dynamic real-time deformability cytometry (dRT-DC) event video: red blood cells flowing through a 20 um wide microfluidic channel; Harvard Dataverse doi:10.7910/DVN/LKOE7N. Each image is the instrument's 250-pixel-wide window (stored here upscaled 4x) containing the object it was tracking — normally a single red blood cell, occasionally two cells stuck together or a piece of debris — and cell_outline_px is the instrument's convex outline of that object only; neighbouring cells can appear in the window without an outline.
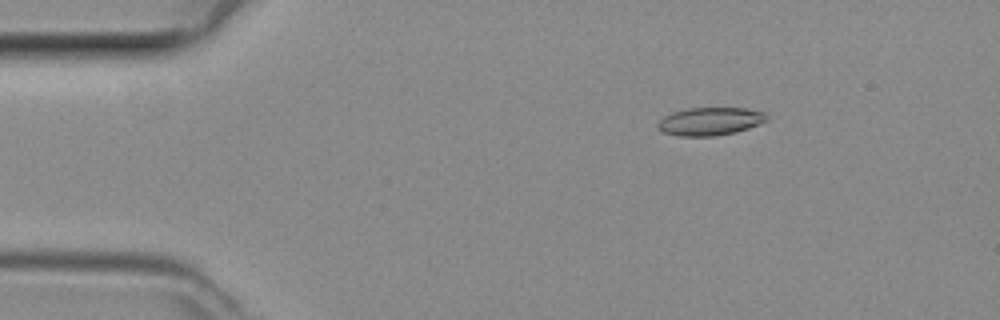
{"species": "common noctule bat (a hibernating species)", "species_latin": "Nyctalus noctula", "temperature_condition": "room temperature", "stored_images_in_passage": 48, "camera_frame_rate_fps": 3000, "um_per_image_px": 0.085, "animal": {"sex": "female", "body_mass_g": 29.2, "forearm_length_mm": 56.3}, "frame": {"image": 1, "passage_image": 8, "time_ms": 2.333, "image_size_px": [1000, 320], "cell_outline_px": [[768, 120], [748, 128], [736, 132], [716, 136], [680, 136], [664, 132], [656, 124], [664, 116], [672, 112], [688, 108], [748, 108], [764, 112], [768, 116]], "centroid_in_image_um": [60.38, 10.31], "position_along_channel_um": 24.6, "area_um2": 17.74}}
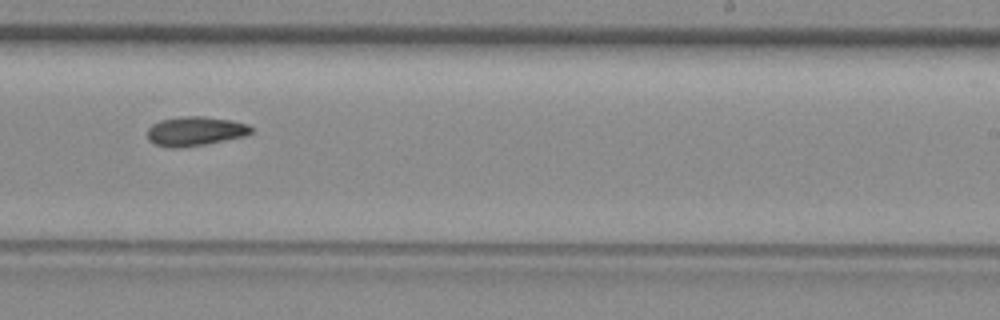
{"frame": {"image": 2, "passage_image": 30, "time_ms": 9.667, "image_size_px": [1000, 320], "cell_outline_px": [[252, 132], [248, 136], [208, 144], [184, 148], [168, 148], [156, 144], [148, 140], [148, 128], [152, 124], [160, 120], [188, 116], [204, 116], [232, 120], [248, 124], [252, 128]], "centroid_in_image_um": [16.63, 11.17], "position_along_channel_um": 272.4, "area_um2": 18.03}}
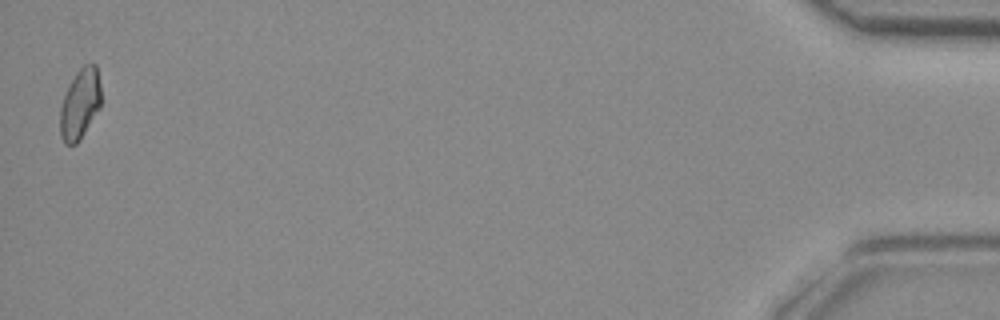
{"frame": {"image": 3, "passage_image": 48, "time_ms": 15.667, "image_size_px": [1000, 320], "cell_outline_px": [[100, 108], [76, 144], [64, 144], [60, 136], [60, 108], [64, 96], [76, 72], [84, 64], [96, 64], [100, 84]], "centroid_in_image_um": [6.79, 8.84], "position_along_channel_um": 428.4, "area_um2": 16.53}}